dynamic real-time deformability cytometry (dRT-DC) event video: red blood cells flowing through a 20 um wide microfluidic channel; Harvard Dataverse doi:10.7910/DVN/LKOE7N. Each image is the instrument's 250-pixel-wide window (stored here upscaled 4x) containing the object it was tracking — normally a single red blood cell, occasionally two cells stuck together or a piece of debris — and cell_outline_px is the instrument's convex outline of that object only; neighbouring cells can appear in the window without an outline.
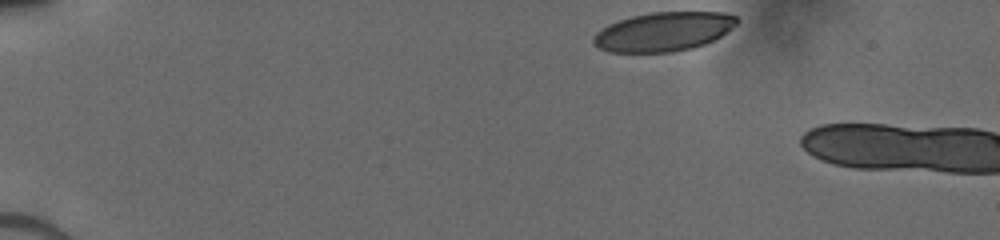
{"species": "human", "species_latin": "Homo sapiens", "temperature_condition": "cold", "stored_images_in_passage": 3, "camera_frame_rate_fps": 3000, "um_per_image_px": 0.085, "donor": {"sex": "male"}, "frame": {"image": 1, "passage_image": 1, "time_ms": 0.0, "image_size_px": [1000, 240], "cell_outline_px": [[736, 24], [732, 28], [720, 36], [704, 44], [692, 48], [672, 52], [608, 52], [592, 44], [592, 36], [596, 32], [608, 24], [632, 16], [652, 12], [724, 12], [736, 16]], "centroid_in_image_um": [56.36, 2.69], "position_along_channel_um": 28.6, "area_um2": 32.6}}